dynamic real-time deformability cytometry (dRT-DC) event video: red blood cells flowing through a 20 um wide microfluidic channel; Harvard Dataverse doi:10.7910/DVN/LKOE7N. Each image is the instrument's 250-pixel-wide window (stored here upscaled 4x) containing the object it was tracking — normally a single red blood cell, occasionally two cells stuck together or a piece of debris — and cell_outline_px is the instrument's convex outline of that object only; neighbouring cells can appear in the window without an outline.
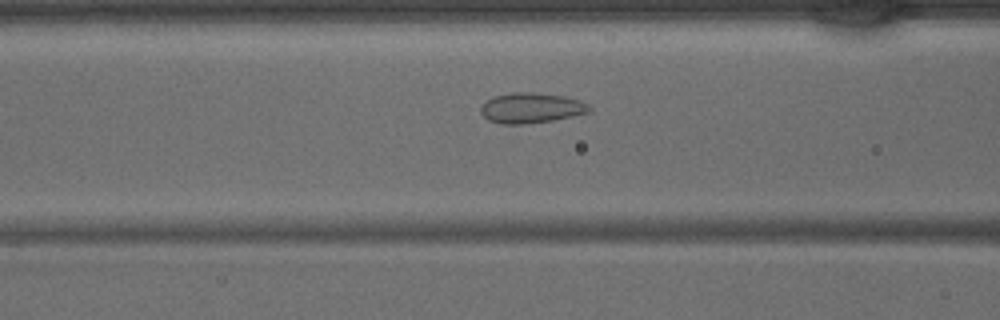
{"species": "common noctule bat (a hibernating species)", "species_latin": "Nyctalus noctula", "temperature_condition": "warm", "stored_images_in_passage": 30, "camera_frame_rate_fps": 3000, "um_per_image_px": 0.085, "animal": {"sex": "male", "body_mass_g": 15.6}, "frame": {"image": 1, "passage_image": 6, "time_ms": 1.667, "image_size_px": [1000, 320], "cell_outline_px": [[592, 108], [588, 112], [572, 116], [552, 120], [524, 124], [500, 124], [488, 120], [480, 112], [480, 108], [492, 96], [512, 92], [532, 92], [564, 96], [580, 100], [588, 104]], "centroid_in_image_um": [45.13, 9.17], "position_along_channel_um": 121.5, "area_um2": 19.13}}
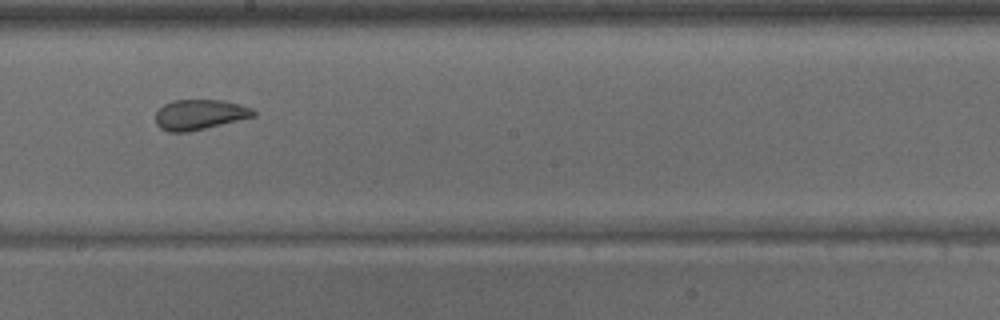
{"frame": {"image": 2, "passage_image": 13, "time_ms": 4.0, "image_size_px": [1000, 320], "cell_outline_px": [[256, 116], [188, 132], [168, 132], [160, 128], [156, 124], [156, 112], [164, 104], [172, 100], [220, 100], [240, 104], [252, 108], [256, 112]], "centroid_in_image_um": [16.96, 9.74], "position_along_channel_um": 231.2, "area_um2": 17.22}}
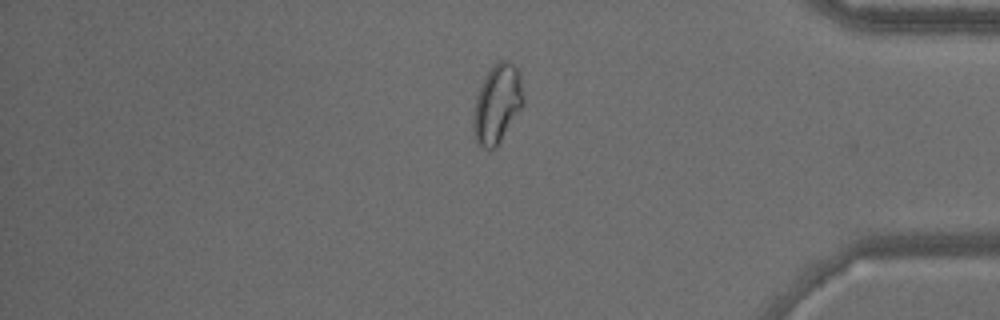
{"frame": {"image": 3, "passage_image": 25, "time_ms": 8.0, "image_size_px": [1000, 320], "cell_outline_px": [[524, 104], [496, 148], [484, 148], [476, 144], [472, 132], [472, 116], [476, 96], [488, 72], [500, 60], [508, 60], [516, 68], [520, 76], [524, 96]], "centroid_in_image_um": [42.24, 8.88], "position_along_channel_um": 393.0, "area_um2": 22.95}}